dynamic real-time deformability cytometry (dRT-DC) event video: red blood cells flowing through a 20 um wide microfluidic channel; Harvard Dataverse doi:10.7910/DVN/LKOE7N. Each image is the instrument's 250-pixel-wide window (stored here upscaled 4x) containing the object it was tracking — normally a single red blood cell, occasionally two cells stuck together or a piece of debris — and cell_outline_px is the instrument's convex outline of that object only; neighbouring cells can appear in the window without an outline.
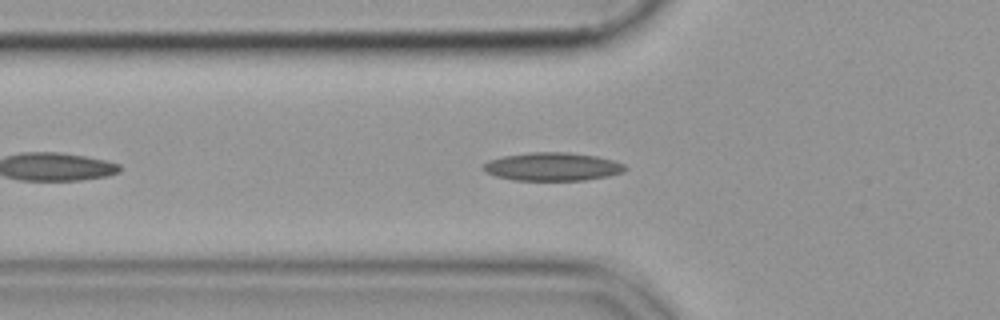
{"species": "common noctule bat (a hibernating species)", "species_latin": "Nyctalus noctula", "temperature_condition": "cold", "stored_images_in_passage": 44, "camera_frame_rate_fps": 3000, "um_per_image_px": 0.085, "animal": {"sex": "female", "body_mass_g": 19.9}, "frame": {"image": 1, "passage_image": 7, "time_ms": 2.0, "image_size_px": [1000, 320], "cell_outline_px": [[628, 168], [624, 172], [608, 176], [584, 180], [512, 180], [496, 176], [484, 172], [480, 168], [488, 160], [504, 156], [532, 152], [568, 152], [596, 156], [612, 160], [624, 164]], "centroid_in_image_um": [46.94, 14.17], "position_along_channel_um": 78.9, "area_um2": 23.41}}
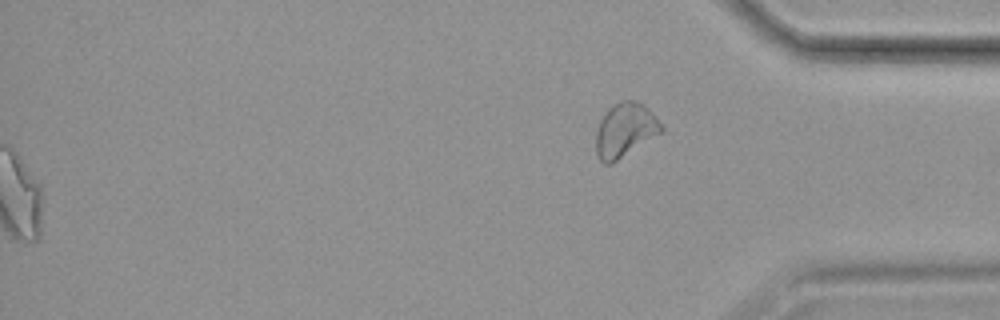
{"frame": {"image": 2, "passage_image": 44, "time_ms": 14.333, "image_size_px": [1000, 320], "cell_outline_px": [[664, 132], [612, 164], [604, 164], [600, 160], [596, 152], [596, 132], [600, 120], [608, 108], [612, 104], [624, 100], [636, 100], [644, 104], [652, 112], [664, 128]], "centroid_in_image_um": [53.15, 11.06], "position_along_channel_um": 382.1, "area_um2": 20.92}}